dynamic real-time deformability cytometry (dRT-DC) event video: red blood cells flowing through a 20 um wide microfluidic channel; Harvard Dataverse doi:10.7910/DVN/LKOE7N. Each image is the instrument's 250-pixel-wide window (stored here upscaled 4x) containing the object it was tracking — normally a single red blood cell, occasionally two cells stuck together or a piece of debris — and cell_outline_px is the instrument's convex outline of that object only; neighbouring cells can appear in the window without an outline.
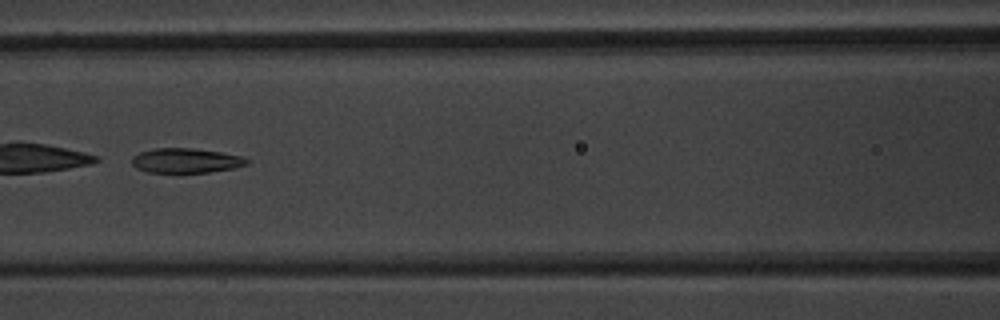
{"species": "common noctule bat (a hibernating species)", "species_latin": "Nyctalus noctula", "temperature_condition": "warm", "stored_images_in_passage": 48, "camera_frame_rate_fps": 3000, "um_per_image_px": 0.085, "animal": {"sex": "male", "body_mass_g": 20.1, "forearm_length_mm": 53.5}, "frame": {"image": 1, "passage_image": 22, "time_ms": 7.0, "image_size_px": [1000, 320], "cell_outline_px": [[252, 160], [248, 164], [236, 168], [208, 172], [176, 176], [148, 172], [136, 168], [132, 164], [132, 156], [140, 152], [156, 148], [192, 148], [220, 152], [240, 156]], "centroid_in_image_um": [15.79, 13.7], "position_along_channel_um": 150.8, "area_um2": 17.4}}
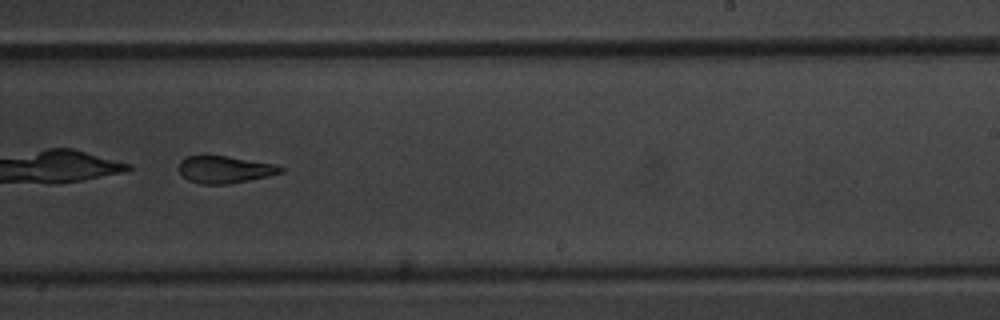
{"frame": {"image": 2, "passage_image": 31, "time_ms": 10.0, "image_size_px": [1000, 320], "cell_outline_px": [[284, 172], [268, 176], [228, 184], [204, 184], [188, 180], [180, 172], [180, 160], [188, 156], [224, 156], [272, 164], [284, 168]], "centroid_in_image_um": [19.1, 14.42], "position_along_channel_um": 269.9, "area_um2": 15.66}}
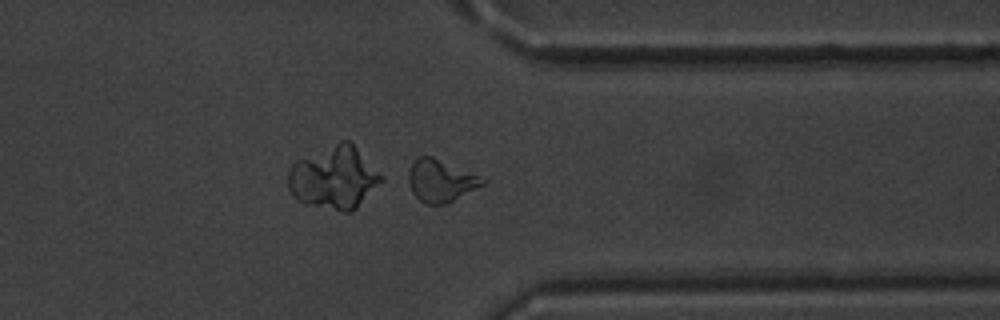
{"frame": {"image": 3, "passage_image": 39, "time_ms": 12.667, "image_size_px": [1000, 320], "cell_outline_px": [[488, 180], [484, 184], [448, 204], [424, 204], [412, 192], [408, 180], [408, 172], [412, 164], [420, 156], [432, 156]], "centroid_in_image_um": [37.45, 15.38], "position_along_channel_um": 373.9, "area_um2": 18.03}, "authors_computed_cell_mechanics": {"area_um2": 18.7561, "velocity_mm_per_s": 3.97, "shape_relaxation_time_tau1_ms": 7.6422, "shape_relaxation_time_tau2_ms": 2.8634, "deformation_change_tau1": 0.2197, "deformation_change_tau2": 0.116}}